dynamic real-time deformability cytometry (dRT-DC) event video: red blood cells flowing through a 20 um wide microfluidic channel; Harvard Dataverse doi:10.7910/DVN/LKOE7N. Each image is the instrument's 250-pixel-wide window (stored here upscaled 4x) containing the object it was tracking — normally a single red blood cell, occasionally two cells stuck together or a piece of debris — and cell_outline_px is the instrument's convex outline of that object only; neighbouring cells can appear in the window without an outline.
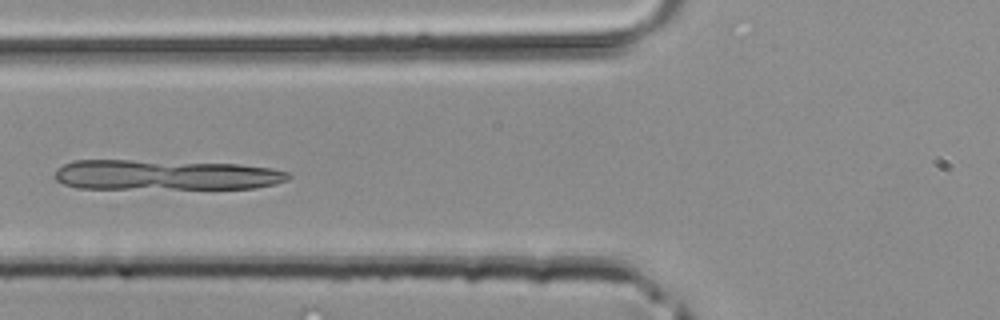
{"species": "common noctule bat (a hibernating species)", "species_latin": "Nyctalus noctula", "temperature_condition": "room temperature", "stored_images_in_passage": 31, "camera_frame_rate_fps": 3000, "um_per_image_px": 0.085, "animal": {"sex": "male", "body_mass_g": 20.4}, "frame": {"image": 1, "passage_image": 5, "time_ms": 1.333, "image_size_px": [1000, 320], "cell_outline_px": [[292, 176], [288, 180], [276, 184], [256, 188], [76, 188], [64, 184], [56, 180], [56, 168], [72, 160], [128, 160], [236, 164], [272, 168], [288, 172]], "centroid_in_image_um": [14.07, 14.87], "position_along_channel_um": 111.7, "area_um2": 40.98}}
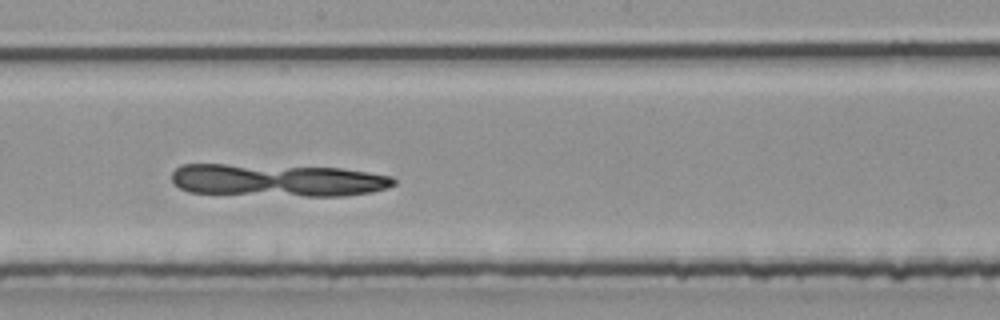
{"frame": {"image": 2, "passage_image": 12, "time_ms": 3.667, "image_size_px": [1000, 320], "cell_outline_px": [[396, 184], [388, 188], [372, 192], [344, 196], [304, 196], [188, 192], [180, 188], [172, 180], [172, 172], [180, 164], [224, 164], [340, 168], [368, 172], [392, 176], [396, 180]], "centroid_in_image_um": [23.62, 15.32], "position_along_channel_um": 224.6, "area_um2": 42.14}}
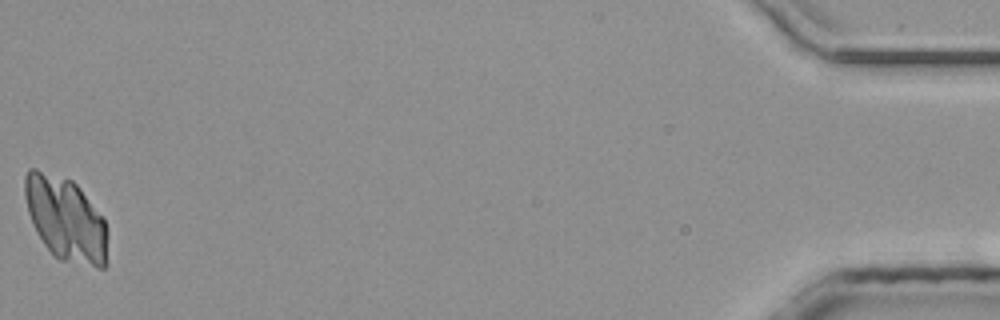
{"frame": {"image": 3, "passage_image": 31, "time_ms": 10.0, "image_size_px": [1000, 320], "cell_outline_px": [[108, 264], [104, 268], [96, 268], [60, 260], [44, 244], [36, 232], [32, 224], [28, 212], [24, 196], [24, 176], [28, 168], [36, 168], [72, 180], [80, 188], [104, 220], [108, 228]], "centroid_in_image_um": [5.6, 18.64], "position_along_channel_um": 429.6, "area_um2": 41.1}}